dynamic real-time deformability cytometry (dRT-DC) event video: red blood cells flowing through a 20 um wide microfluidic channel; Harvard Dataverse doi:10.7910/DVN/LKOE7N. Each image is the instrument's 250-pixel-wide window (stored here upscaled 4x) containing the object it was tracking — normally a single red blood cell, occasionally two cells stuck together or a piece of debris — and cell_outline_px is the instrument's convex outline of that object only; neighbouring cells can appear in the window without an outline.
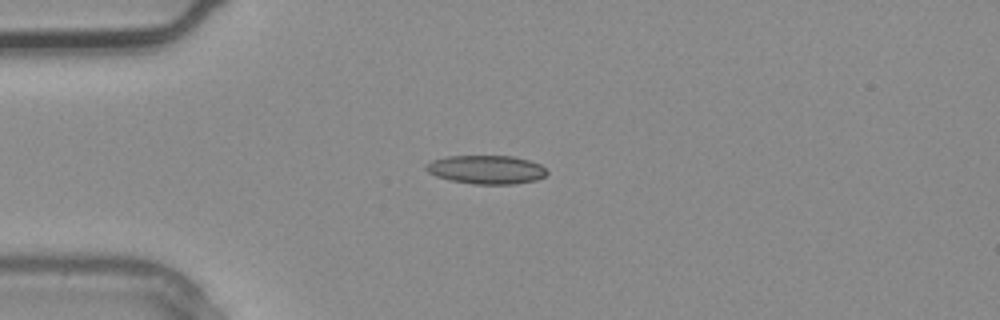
{"species": "common noctule bat (a hibernating species)", "species_latin": "Nyctalus noctula", "temperature_condition": "warm", "stored_images_in_passage": 2, "camera_frame_rate_fps": 3000, "um_per_image_px": 0.085, "animal": {"sex": "male", "body_mass_g": 20.4}, "frame": {"image": 1, "passage_image": 2, "time_ms": 0.333, "image_size_px": [1000, 320], "cell_outline_px": [[548, 172], [544, 176], [536, 180], [516, 184], [472, 184], [452, 180], [436, 176], [428, 172], [424, 168], [424, 164], [432, 160], [448, 156], [512, 156], [528, 160], [540, 164]], "centroid_in_image_um": [41.32, 14.41], "position_along_channel_um": 43.7, "area_um2": 20.17}}